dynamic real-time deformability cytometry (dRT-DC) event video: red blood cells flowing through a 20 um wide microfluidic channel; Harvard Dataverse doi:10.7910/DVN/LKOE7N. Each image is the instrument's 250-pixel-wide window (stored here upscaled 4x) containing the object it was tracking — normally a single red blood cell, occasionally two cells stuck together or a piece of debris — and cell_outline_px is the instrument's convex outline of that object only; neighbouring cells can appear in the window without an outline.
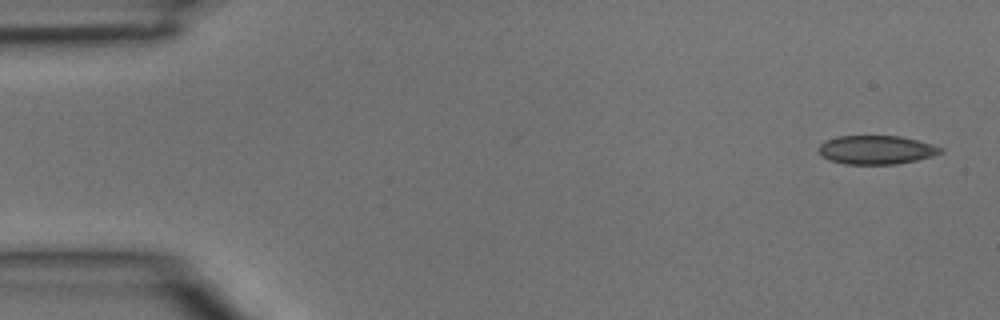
{"species": "common noctule bat (a hibernating species)", "species_latin": "Nyctalus noctula", "temperature_condition": "room temperature", "stored_images_in_passage": 4, "camera_frame_rate_fps": 3000, "um_per_image_px": 0.085, "animal": {"sex": "male", "body_mass_g": 15.6}, "frame": {"image": 1, "passage_image": 1, "time_ms": 0.0, "image_size_px": [1000, 320], "cell_outline_px": [[944, 152], [932, 156], [916, 160], [896, 164], [844, 164], [828, 160], [820, 156], [820, 144], [836, 136], [900, 136], [932, 144], [944, 148]], "centroid_in_image_um": [74.49, 12.74], "position_along_channel_um": 10.5, "area_um2": 20.4}}
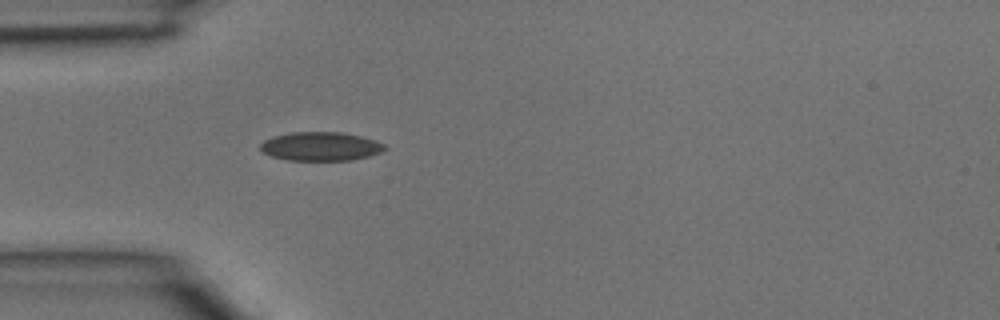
{"frame": {"image": 2, "passage_image": 4, "time_ms": 1.0, "image_size_px": [1000, 320], "cell_outline_px": [[388, 148], [380, 152], [368, 156], [352, 160], [288, 160], [272, 156], [264, 152], [260, 148], [260, 144], [264, 140], [272, 136], [292, 132], [340, 132], [360, 136], [376, 140], [384, 144]], "centroid_in_image_um": [27.26, 12.44], "position_along_channel_um": 57.7, "area_um2": 20.81}}